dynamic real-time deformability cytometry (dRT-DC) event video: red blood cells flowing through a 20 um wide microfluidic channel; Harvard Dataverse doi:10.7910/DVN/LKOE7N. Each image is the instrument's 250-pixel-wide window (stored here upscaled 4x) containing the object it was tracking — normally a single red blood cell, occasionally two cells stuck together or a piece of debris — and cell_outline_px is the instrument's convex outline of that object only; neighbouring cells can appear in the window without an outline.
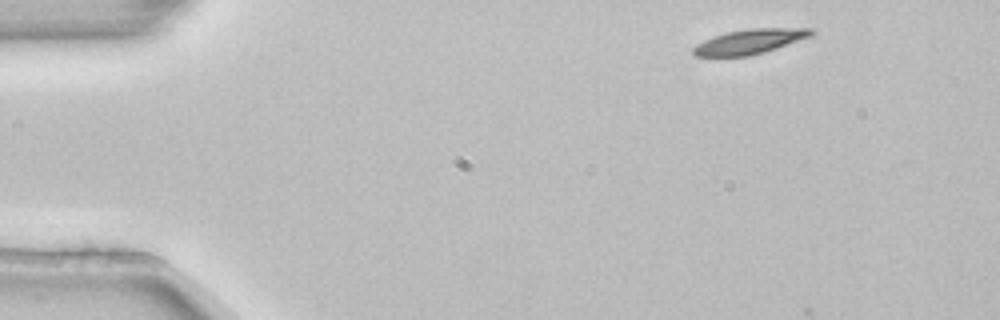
{"species": "common noctule bat (a hibernating species)", "species_latin": "Nyctalus noctula", "temperature_condition": "room temperature", "stored_images_in_passage": 3, "camera_frame_rate_fps": 3000, "um_per_image_px": 0.085, "animal": {"sex": "female", "body_mass_g": 22.7, "forearm_length_mm": 54.2}, "frame": {"image": 1, "passage_image": 1, "time_ms": 0.0, "image_size_px": [1000, 320], "cell_outline_px": [[812, 32], [808, 36], [776, 48], [764, 52], [748, 56], [696, 56], [692, 52], [692, 48], [696, 44], [704, 40], [728, 32], [752, 28], [812, 28]], "centroid_in_image_um": [63.66, 3.54], "position_along_channel_um": 21.3, "area_um2": 16.53}}